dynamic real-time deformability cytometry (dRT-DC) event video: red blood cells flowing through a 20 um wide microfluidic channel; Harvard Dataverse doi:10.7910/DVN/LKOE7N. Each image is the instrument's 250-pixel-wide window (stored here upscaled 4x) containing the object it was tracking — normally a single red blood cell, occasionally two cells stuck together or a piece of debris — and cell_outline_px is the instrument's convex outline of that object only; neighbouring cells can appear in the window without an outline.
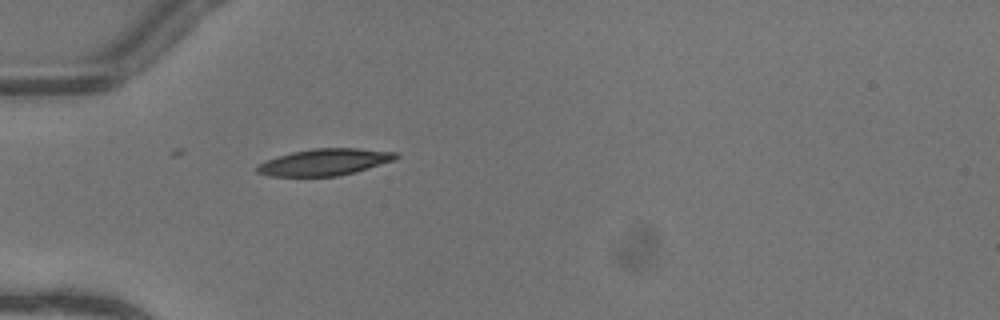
{"species": "common noctule bat (a hibernating species)", "species_latin": "Nyctalus noctula", "temperature_condition": "warm", "stored_images_in_passage": 36, "camera_frame_rate_fps": 3000, "um_per_image_px": 0.085, "animal": {"sex": "female"}, "frame": {"image": 1, "passage_image": 1, "time_ms": 0.0, "image_size_px": [1000, 320], "cell_outline_px": [[400, 156], [396, 160], [356, 172], [336, 176], [272, 176], [256, 172], [256, 168], [260, 164], [268, 160], [292, 152], [312, 148], [356, 148], [396, 152]], "centroid_in_image_um": [27.66, 13.77], "position_along_channel_um": 57.3, "area_um2": 21.44}}
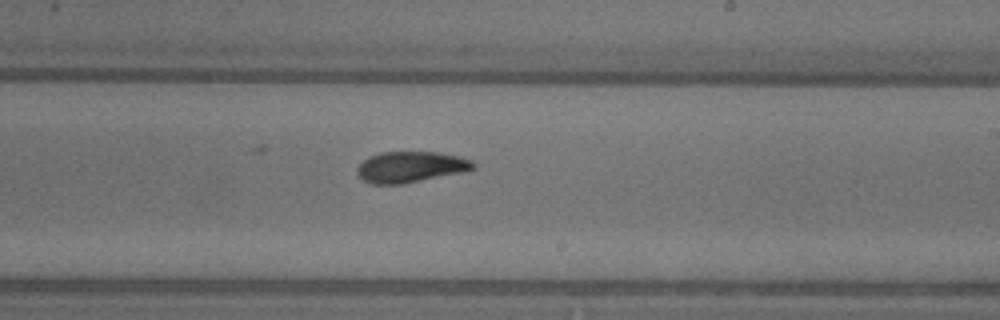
{"frame": {"image": 2, "passage_image": 16, "time_ms": 5.0, "image_size_px": [1000, 320], "cell_outline_px": [[476, 168], [464, 172], [400, 184], [372, 184], [364, 180], [356, 172], [356, 168], [368, 156], [380, 152], [436, 152], [460, 156], [472, 160], [476, 164]], "centroid_in_image_um": [34.92, 14.18], "position_along_channel_um": 254.1, "area_um2": 20.98}}
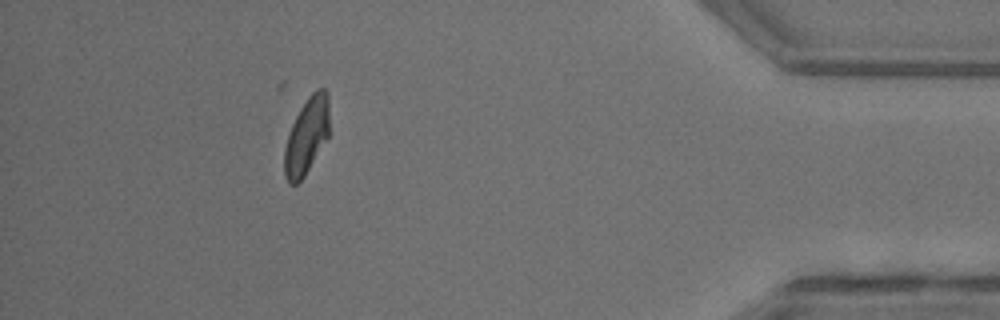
{"frame": {"image": 3, "passage_image": 31, "time_ms": 10.0, "image_size_px": [1000, 320], "cell_outline_px": [[328, 136], [304, 176], [296, 184], [288, 184], [284, 176], [284, 148], [292, 124], [300, 108], [308, 96], [316, 88], [324, 88], [328, 92]], "centroid_in_image_um": [26.05, 11.54], "position_along_channel_um": 409.2, "area_um2": 19.83}, "authors_computed_cell_mechanics": {"area_um2": 21.097, "velocity_mm_per_s": 4.096, "shape_relaxation_time_tau1_ms": 6.7893, "shape_relaxation_time_tau2_ms": 2.6981, "deformation_change_tau1": 0.1905, "deformation_change_tau2": 0.0956}}